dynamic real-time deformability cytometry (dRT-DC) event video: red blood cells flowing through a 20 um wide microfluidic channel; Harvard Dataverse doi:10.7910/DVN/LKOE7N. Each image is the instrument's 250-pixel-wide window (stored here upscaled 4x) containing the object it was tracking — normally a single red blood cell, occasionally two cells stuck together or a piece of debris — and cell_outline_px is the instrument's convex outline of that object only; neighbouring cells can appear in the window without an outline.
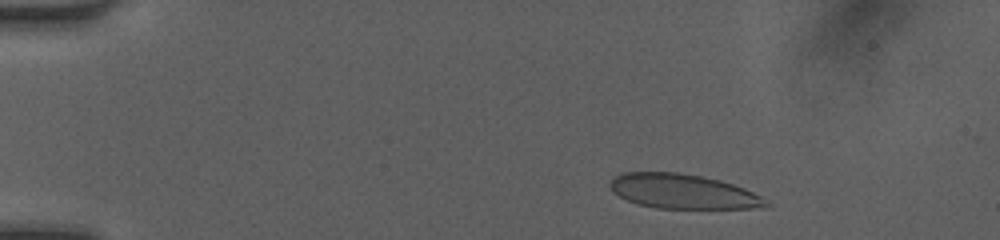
{"species": "human", "species_latin": "Homo sapiens", "temperature_condition": "room temperature", "stored_images_in_passage": 46, "camera_frame_rate_fps": 3000, "um_per_image_px": 0.085, "donor": {"sex": "female"}, "frame": {"image": 1, "passage_image": 5, "time_ms": 1.333, "image_size_px": [1000, 240], "cell_outline_px": [[772, 208], [656, 208], [636, 204], [612, 192], [608, 184], [620, 172], [676, 172], [704, 176], [720, 180], [744, 188], [760, 196]], "centroid_in_image_um": [58.02, 16.27], "position_along_channel_um": 27.0, "area_um2": 31.44}}
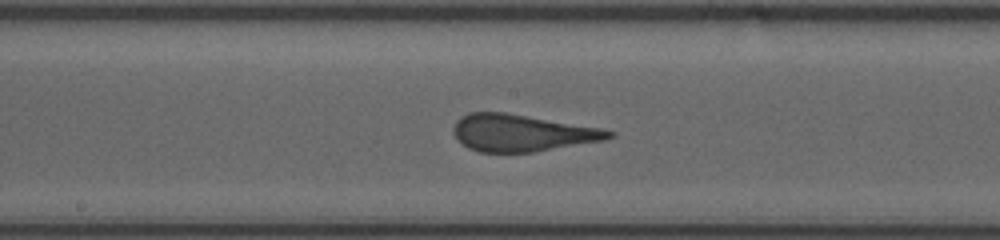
{"frame": {"image": 2, "passage_image": 24, "time_ms": 7.667, "image_size_px": [1000, 240], "cell_outline_px": [[616, 136], [604, 140], [532, 152], [480, 152], [468, 148], [456, 140], [452, 132], [452, 128], [456, 120], [460, 116], [468, 112], [504, 112], [600, 128], [616, 132]], "centroid_in_image_um": [44.29, 11.29], "position_along_channel_um": 203.9, "area_um2": 33.47}}
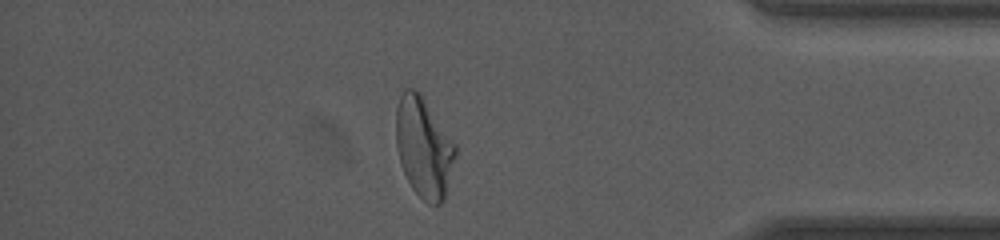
{"frame": {"image": 3, "passage_image": 40, "time_ms": 13.0, "image_size_px": [1000, 240], "cell_outline_px": [[456, 156], [444, 200], [440, 204], [428, 204], [412, 188], [400, 164], [396, 144], [396, 108], [400, 96], [404, 88], [412, 88], [420, 92], [456, 144]], "centroid_in_image_um": [36.02, 12.51], "position_along_channel_um": 399.2, "area_um2": 34.74}, "authors_computed_cell_mechanics": {"area_um2": 33.3506, "velocity_mm_per_s": 4.1697, "shape_relaxation_time_tau1_ms": 9.5423, "shape_relaxation_time_tau2_ms": null, "deformation_change_tau1": 0.2913, "deformation_change_tau2": null}}